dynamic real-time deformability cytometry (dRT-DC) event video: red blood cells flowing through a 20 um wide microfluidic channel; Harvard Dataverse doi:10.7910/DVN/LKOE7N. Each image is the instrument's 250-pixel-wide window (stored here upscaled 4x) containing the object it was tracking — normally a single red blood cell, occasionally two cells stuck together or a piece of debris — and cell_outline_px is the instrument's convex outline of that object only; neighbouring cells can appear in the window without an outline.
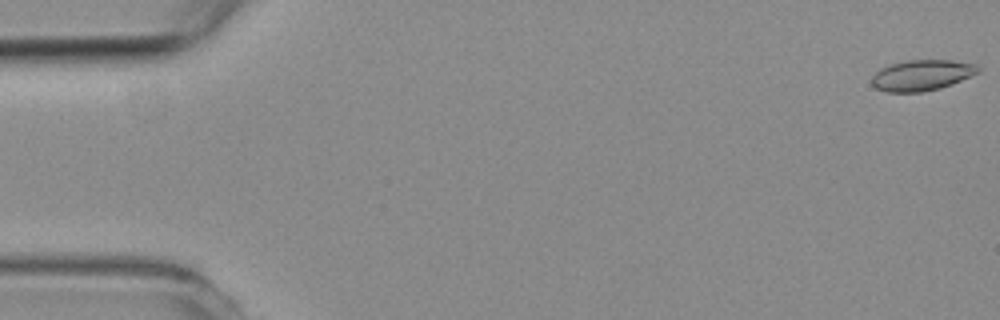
{"species": "common noctule bat (a hibernating species)", "species_latin": "Nyctalus noctula", "temperature_condition": "room temperature", "stored_images_in_passage": 9, "camera_frame_rate_fps": 3000, "um_per_image_px": 0.085, "animal": {"sex": "female", "body_mass_g": 19.3, "forearm_length_mm": 54.1}, "frame": {"image": 1, "passage_image": 1, "time_ms": 0.0, "image_size_px": [1000, 320], "cell_outline_px": [[980, 72], [940, 88], [920, 92], [888, 92], [876, 88], [872, 84], [872, 76], [880, 68], [892, 64], [908, 60], [952, 60], [976, 64], [980, 68]], "centroid_in_image_um": [78.35, 6.39], "position_along_channel_um": 6.6, "area_um2": 18.9}}